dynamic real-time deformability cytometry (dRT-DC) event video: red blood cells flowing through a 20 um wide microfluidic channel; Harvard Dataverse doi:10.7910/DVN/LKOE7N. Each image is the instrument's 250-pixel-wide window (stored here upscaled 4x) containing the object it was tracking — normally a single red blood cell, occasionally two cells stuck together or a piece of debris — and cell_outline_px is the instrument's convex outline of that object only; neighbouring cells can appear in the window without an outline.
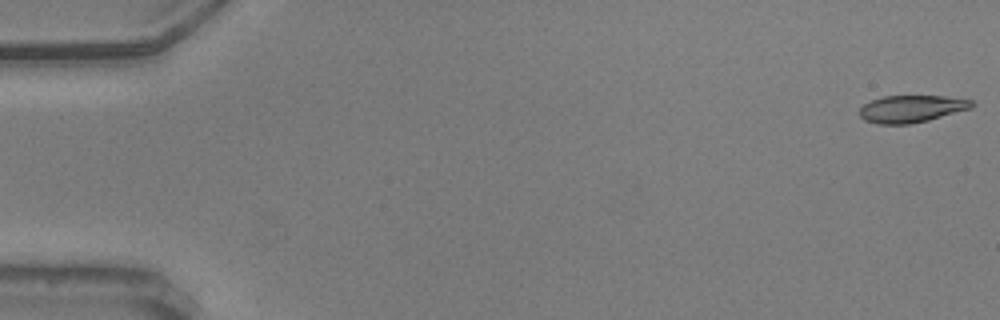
{"species": "common noctule bat (a hibernating species)", "species_latin": "Nyctalus noctula", "temperature_condition": "warm", "stored_images_in_passage": 56, "camera_frame_rate_fps": 3000, "um_per_image_px": 0.085, "animal": {"sex": "male", "body_mass_g": 20.5, "forearm_length_mm": 52.5}, "frame": {"image": 1, "passage_image": 1, "time_ms": 0.0, "image_size_px": [1000, 320], "cell_outline_px": [[976, 104], [972, 108], [928, 120], [912, 124], [880, 124], [864, 120], [860, 116], [860, 108], [864, 104], [872, 100], [884, 96], [944, 96], [972, 100]], "centroid_in_image_um": [77.49, 9.25], "position_along_channel_um": 7.5, "area_um2": 17.74}}
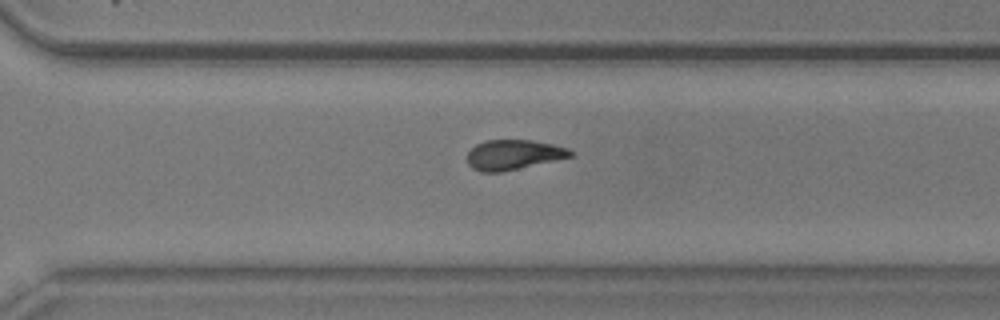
{"frame": {"image": 2, "passage_image": 40, "time_ms": 13.0, "image_size_px": [1000, 320], "cell_outline_px": [[572, 156], [500, 172], [480, 172], [472, 168], [468, 164], [468, 152], [476, 144], [484, 140], [532, 140], [552, 144], [568, 148], [572, 152]], "centroid_in_image_um": [43.6, 13.14], "position_along_channel_um": 327.0, "area_um2": 17.74}}
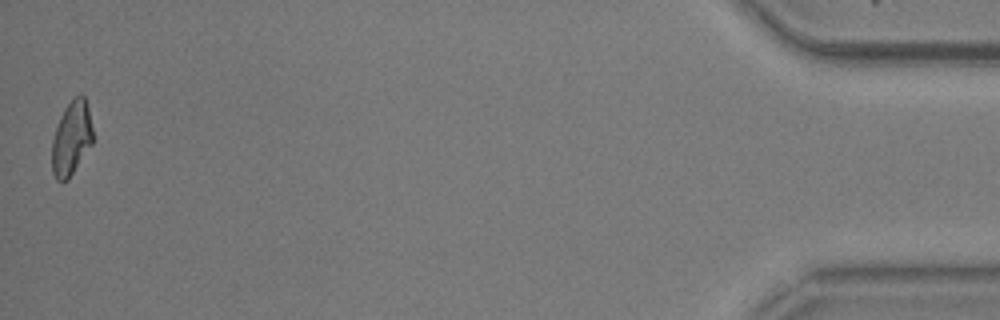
{"frame": {"image": 3, "passage_image": 56, "time_ms": 18.333, "image_size_px": [1000, 320], "cell_outline_px": [[92, 144], [68, 180], [56, 180], [52, 172], [52, 140], [60, 116], [64, 108], [80, 92], [84, 96], [88, 108], [92, 128]], "centroid_in_image_um": [6.07, 11.75], "position_along_channel_um": 429.1, "area_um2": 17.51}, "authors_computed_cell_mechanics": {"area_um2": 18.6983, "velocity_mm_per_s": 3.6161, "shape_relaxation_time_tau1_ms": 9.7594, "shape_relaxation_time_tau2_ms": 5.0965, "deformation_change_tau1": 0.2345, "deformation_change_tau2": 0.1315}}